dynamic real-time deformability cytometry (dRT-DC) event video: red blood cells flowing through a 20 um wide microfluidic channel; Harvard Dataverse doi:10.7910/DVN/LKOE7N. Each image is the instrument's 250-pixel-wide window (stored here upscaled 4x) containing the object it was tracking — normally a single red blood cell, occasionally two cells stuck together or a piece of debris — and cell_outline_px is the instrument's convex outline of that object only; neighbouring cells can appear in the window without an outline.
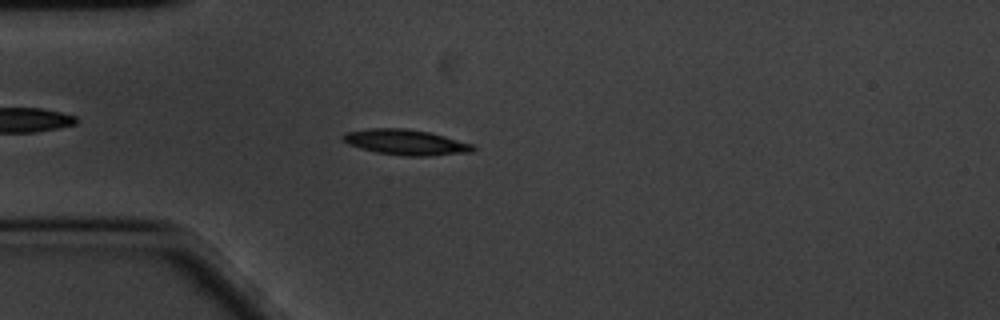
{"species": "common noctule bat (a hibernating species)", "species_latin": "Nyctalus noctula", "temperature_condition": "cold", "stored_images_in_passage": 58, "camera_frame_rate_fps": 3000, "um_per_image_px": 0.085, "animal": {"sex": "male", "body_mass_g": 20.1, "forearm_length_mm": 53.5}, "frame": {"image": 1, "passage_image": 15, "time_ms": 4.667, "image_size_px": [1000, 320], "cell_outline_px": [[476, 148], [472, 152], [432, 156], [404, 156], [376, 152], [360, 148], [348, 144], [340, 136], [344, 132], [368, 128], [404, 128], [428, 132], [444, 136], [472, 144]], "centroid_in_image_um": [34.46, 12.09], "position_along_channel_um": 50.5, "area_um2": 19.36}}
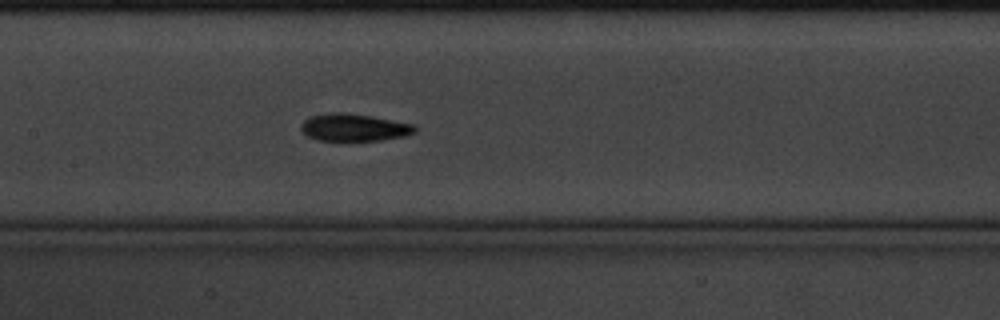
{"frame": {"image": 2, "passage_image": 27, "time_ms": 8.667, "image_size_px": [1000, 320], "cell_outline_px": [[416, 132], [404, 136], [380, 140], [316, 140], [308, 136], [300, 128], [300, 124], [304, 120], [312, 116], [332, 112], [340, 112], [372, 116], [416, 124]], "centroid_in_image_um": [30.11, 10.82], "position_along_channel_um": 177.3, "area_um2": 18.09}}
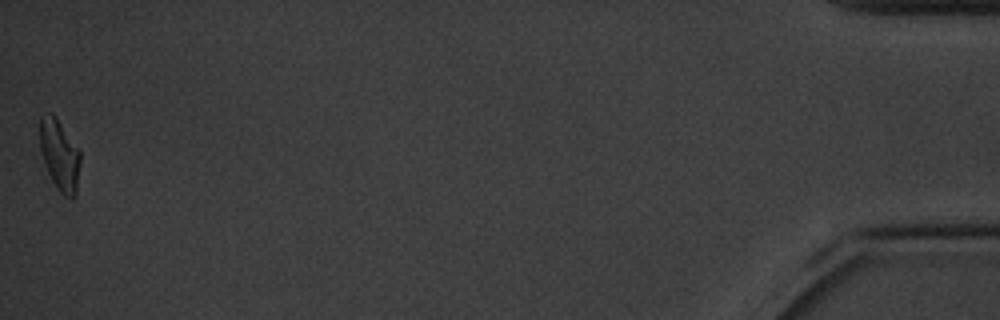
{"frame": {"image": 3, "passage_image": 58, "time_ms": 19.0, "image_size_px": [1000, 320], "cell_outline_px": [[80, 164], [76, 196], [64, 196], [56, 188], [44, 164], [40, 152], [40, 116], [48, 112], [52, 112], [56, 116], [80, 148]], "centroid_in_image_um": [5.07, 13.13], "position_along_channel_um": 430.1, "area_um2": 17.11}, "authors_computed_cell_mechanics": {"area_um2": 17.2822, "velocity_mm_per_s": 3.3777, "shape_relaxation_time_tau1_ms": 3.1077, "shape_relaxation_time_tau2_ms": 7.0444, "deformation_change_tau1": 0.132, "deformation_change_tau2": 0.1297}}